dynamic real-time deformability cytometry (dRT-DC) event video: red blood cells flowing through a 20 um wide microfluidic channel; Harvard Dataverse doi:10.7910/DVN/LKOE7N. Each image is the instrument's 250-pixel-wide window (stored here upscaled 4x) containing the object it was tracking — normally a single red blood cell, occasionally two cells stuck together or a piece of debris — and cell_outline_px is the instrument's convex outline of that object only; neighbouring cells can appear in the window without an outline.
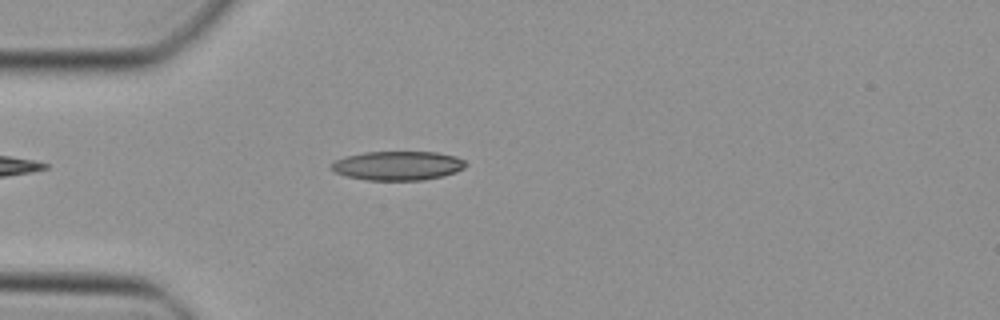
{"species": "Egyptian fruit bat (a non-hibernating species)", "species_latin": "Rousettus aegyptiacus", "temperature_condition": "cold", "stored_images_in_passage": 35, "camera_frame_rate_fps": 3000, "um_per_image_px": 0.085, "animal": {"sex": "female"}, "frame": {"image": 1, "passage_image": 1, "time_ms": 0.0, "image_size_px": [1000, 320], "cell_outline_px": [[468, 164], [464, 168], [456, 172], [424, 180], [368, 180], [344, 176], [336, 172], [332, 168], [332, 164], [336, 160], [344, 156], [364, 152], [436, 152], [456, 156], [464, 160]], "centroid_in_image_um": [33.83, 14.08], "position_along_channel_um": 51.2, "area_um2": 22.77}}
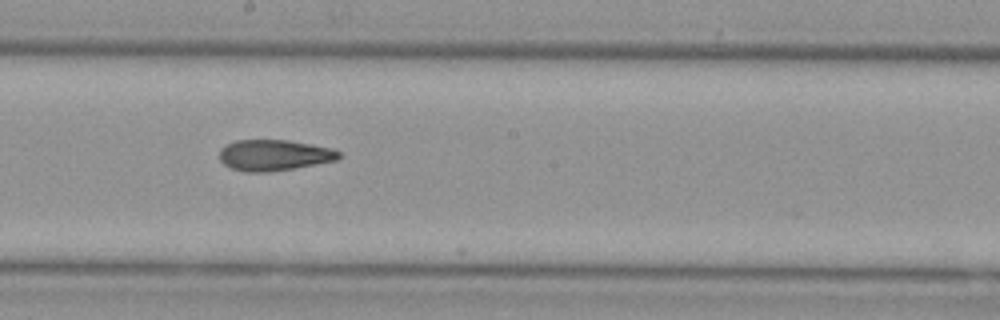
{"frame": {"image": 2, "passage_image": 14, "time_ms": 4.333, "image_size_px": [1000, 320], "cell_outline_px": [[340, 156], [336, 160], [292, 168], [268, 172], [244, 172], [232, 168], [224, 164], [220, 160], [220, 148], [236, 140], [288, 140], [332, 148], [340, 152]], "centroid_in_image_um": [23.27, 13.18], "position_along_channel_um": 224.9, "area_um2": 21.33}}
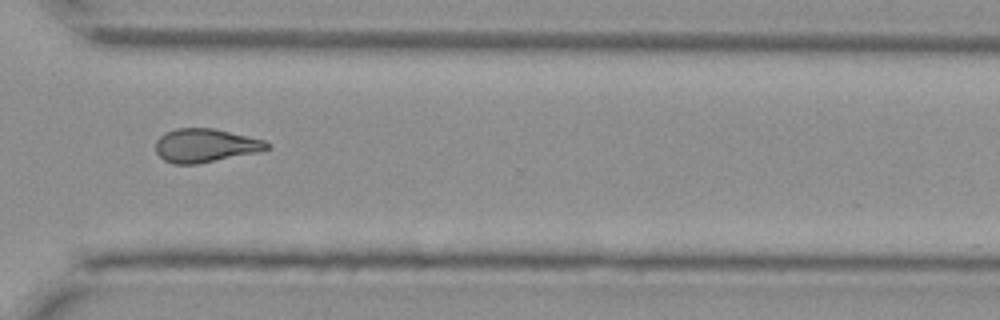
{"frame": {"image": 3, "passage_image": 23, "time_ms": 7.333, "image_size_px": [1000, 320], "cell_outline_px": [[268, 148], [256, 152], [196, 164], [172, 164], [164, 160], [156, 152], [156, 140], [164, 132], [176, 128], [212, 128], [264, 140], [268, 144]], "centroid_in_image_um": [17.38, 12.36], "position_along_channel_um": 353.2, "area_um2": 21.44}}